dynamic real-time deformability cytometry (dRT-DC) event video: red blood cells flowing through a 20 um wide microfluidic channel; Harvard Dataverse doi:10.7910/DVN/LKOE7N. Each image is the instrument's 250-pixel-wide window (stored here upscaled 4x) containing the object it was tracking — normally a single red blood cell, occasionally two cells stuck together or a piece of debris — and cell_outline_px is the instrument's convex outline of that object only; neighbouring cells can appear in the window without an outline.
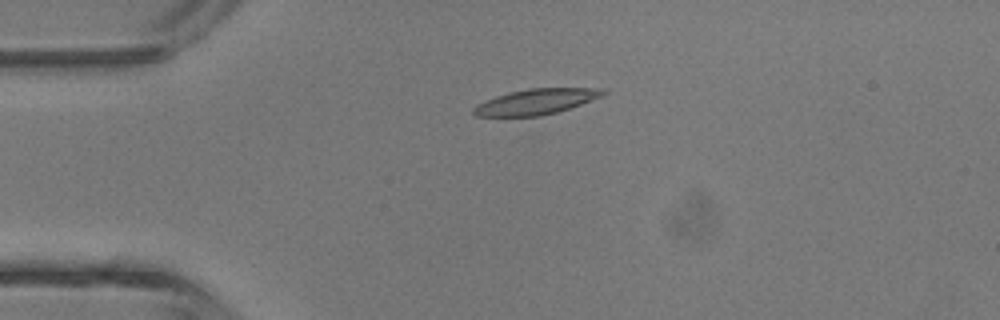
{"species": "common noctule bat (a hibernating species)", "species_latin": "Nyctalus noctula", "temperature_condition": "room temperature", "stored_images_in_passage": 3, "camera_frame_rate_fps": 3000, "um_per_image_px": 0.085, "animal": {"sex": "male", "body_mass_g": 13.3}, "frame": {"image": 1, "passage_image": 2, "time_ms": 1.333, "image_size_px": [1000, 320], "cell_outline_px": [[608, 92], [600, 96], [580, 104], [556, 112], [540, 116], [476, 116], [472, 112], [472, 108], [476, 104], [496, 96], [508, 92], [528, 88], [604, 88]], "centroid_in_image_um": [45.52, 8.63], "position_along_channel_um": 39.5, "area_um2": 19.13}}